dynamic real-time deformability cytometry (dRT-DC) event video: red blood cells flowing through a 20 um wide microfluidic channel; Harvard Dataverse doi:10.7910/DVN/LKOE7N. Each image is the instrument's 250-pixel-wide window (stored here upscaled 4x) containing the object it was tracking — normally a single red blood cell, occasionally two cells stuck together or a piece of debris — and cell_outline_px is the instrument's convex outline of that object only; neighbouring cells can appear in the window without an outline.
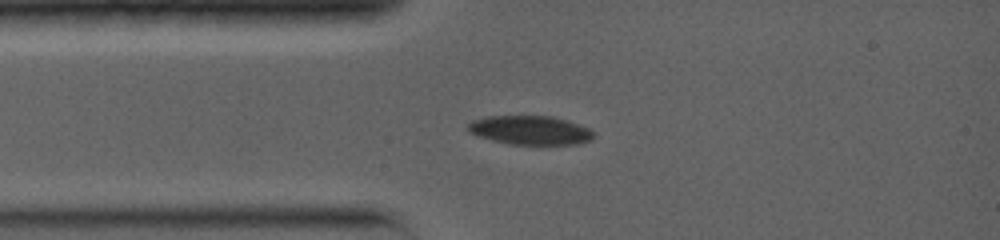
{"species": "common noctule bat (a hibernating species)", "species_latin": "Nyctalus noctula", "temperature_condition": "warm", "stored_images_in_passage": 30, "camera_frame_rate_fps": 5000, "um_per_image_px": 0.085, "animal": {"sex": "female", "body_mass_g": 19.0, "forearm_length_mm": 56.7}, "frame": {"image": 1, "passage_image": 7, "time_ms": 2.8, "image_size_px": [1000, 240], "cell_outline_px": [[596, 132], [592, 140], [576, 144], [508, 144], [476, 136], [468, 132], [464, 128], [472, 120], [488, 116], [552, 116], [568, 120], [588, 128]], "centroid_in_image_um": [45.04, 11.06], "position_along_channel_um": 40.0, "area_um2": 21.44}}
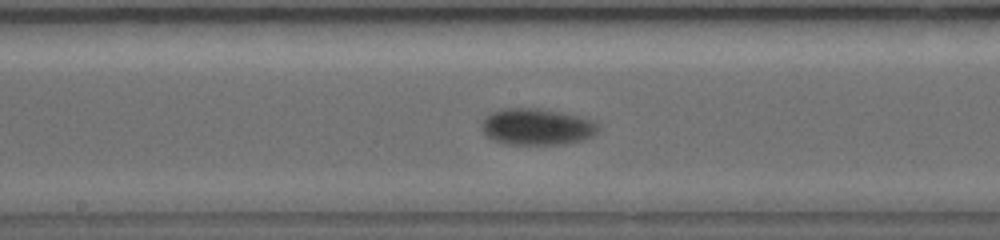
{"frame": {"image": 2, "passage_image": 16, "time_ms": 7.2, "image_size_px": [1000, 240], "cell_outline_px": [[600, 132], [584, 140], [564, 144], [504, 144], [492, 140], [484, 132], [480, 124], [484, 116], [500, 108], [548, 108], [596, 120], [600, 124]], "centroid_in_image_um": [45.69, 10.75], "position_along_channel_um": 202.5, "area_um2": 25.61}}
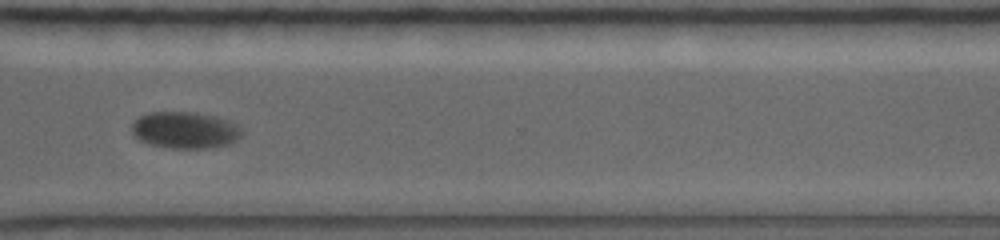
{"frame": {"image": 3, "passage_image": 25, "time_ms": 11.2, "image_size_px": [1000, 240], "cell_outline_px": [[244, 132], [232, 144], [208, 148], [172, 148], [148, 144], [140, 140], [132, 132], [132, 124], [140, 116], [148, 112], [196, 112], [216, 116], [228, 120], [236, 124]], "centroid_in_image_um": [15.75, 11.06], "position_along_channel_um": 354.8, "area_um2": 23.64}, "authors_computed_cell_mechanics": {"area_um2": 23.5824, "velocity_mm_per_s": 3.7971, "shape_relaxation_time_tau1_ms": 5.0605, "shape_relaxation_time_tau2_ms": null, "deformation_change_tau1": 0.1254, "deformation_change_tau2": null}}